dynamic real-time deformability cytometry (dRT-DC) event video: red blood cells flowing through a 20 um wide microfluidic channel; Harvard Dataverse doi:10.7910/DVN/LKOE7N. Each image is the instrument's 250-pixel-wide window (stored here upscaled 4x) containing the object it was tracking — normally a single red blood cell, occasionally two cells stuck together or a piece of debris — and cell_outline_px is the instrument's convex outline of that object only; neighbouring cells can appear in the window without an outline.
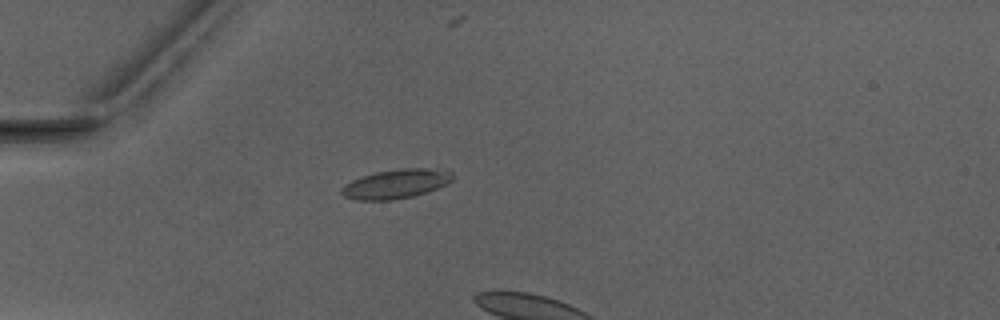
{"species": "Egyptian fruit bat (a non-hibernating species)", "species_latin": "Rousettus aegyptiacus", "temperature_condition": "warm", "stored_images_in_passage": 6, "camera_frame_rate_fps": 3000, "um_per_image_px": 0.085, "animal": {"sex": "male"}, "frame": {"image": 1, "passage_image": 5, "time_ms": 4.667, "image_size_px": [1000, 320], "cell_outline_px": [[452, 180], [436, 188], [412, 196], [392, 200], [356, 200], [344, 196], [340, 192], [340, 188], [344, 184], [352, 180], [376, 172], [400, 168], [424, 168], [452, 172]], "centroid_in_image_um": [33.58, 15.63], "position_along_channel_um": 51.4, "area_um2": 18.55}}